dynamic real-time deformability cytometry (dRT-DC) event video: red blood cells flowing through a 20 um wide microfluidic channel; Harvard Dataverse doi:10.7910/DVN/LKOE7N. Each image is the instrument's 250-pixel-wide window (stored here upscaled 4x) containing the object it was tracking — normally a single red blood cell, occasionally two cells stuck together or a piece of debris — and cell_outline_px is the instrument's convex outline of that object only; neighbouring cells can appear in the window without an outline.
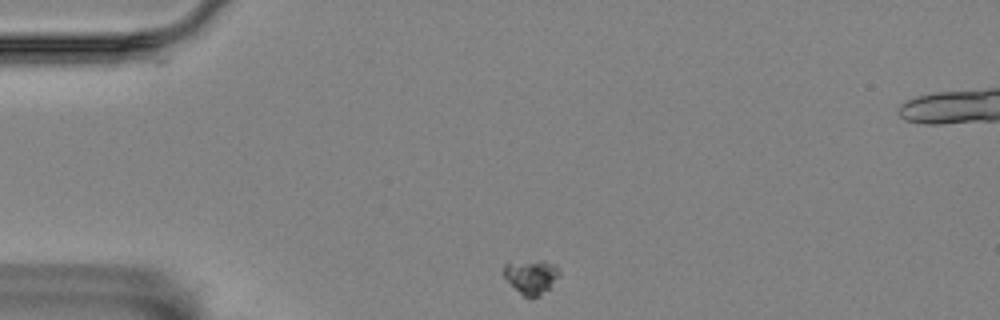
{"species": "Egyptian fruit bat (a non-hibernating species)", "species_latin": "Rousettus aegyptiacus", "temperature_condition": "room temperature", "stored_images_in_passage": 2, "camera_frame_rate_fps": 3000, "um_per_image_px": 0.085, "animal": {"sex": "female"}, "frame": {"image": 1, "passage_image": 1, "time_ms": 0.0, "image_size_px": [1000, 320], "cell_outline_px": [[560, 276], [540, 296], [524, 296], [504, 276], [504, 264], [544, 260], [556, 264], [560, 272]], "centroid_in_image_um": [45.21, 23.49], "position_along_channel_um": 39.8, "area_um2": 10.69}}